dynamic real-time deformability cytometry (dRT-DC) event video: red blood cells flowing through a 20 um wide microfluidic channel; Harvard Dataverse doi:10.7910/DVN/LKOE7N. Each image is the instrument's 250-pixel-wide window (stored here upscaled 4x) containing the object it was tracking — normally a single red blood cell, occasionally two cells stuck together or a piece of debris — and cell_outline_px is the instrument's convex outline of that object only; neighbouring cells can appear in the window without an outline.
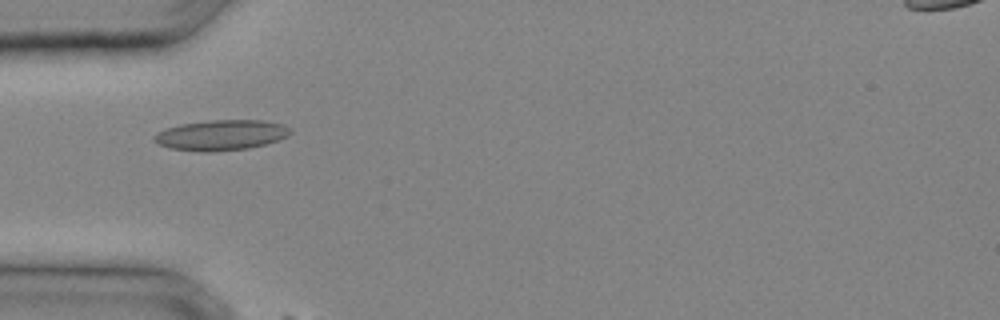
{"species": "common noctule bat (a hibernating species)", "species_latin": "Nyctalus noctula", "temperature_condition": "cold", "stored_images_in_passage": 6, "camera_frame_rate_fps": 3000, "um_per_image_px": 0.085, "animal": {"sex": "male", "body_mass_g": 20.4}, "frame": {"image": 1, "passage_image": 4, "time_ms": 1.0, "image_size_px": [1000, 320], "cell_outline_px": [[292, 132], [288, 136], [264, 144], [248, 148], [212, 152], [204, 152], [168, 148], [152, 140], [152, 136], [156, 132], [180, 124], [212, 120], [260, 120], [284, 124], [292, 128]], "centroid_in_image_um": [18.79, 11.48], "position_along_channel_um": 66.2, "area_um2": 24.16}}